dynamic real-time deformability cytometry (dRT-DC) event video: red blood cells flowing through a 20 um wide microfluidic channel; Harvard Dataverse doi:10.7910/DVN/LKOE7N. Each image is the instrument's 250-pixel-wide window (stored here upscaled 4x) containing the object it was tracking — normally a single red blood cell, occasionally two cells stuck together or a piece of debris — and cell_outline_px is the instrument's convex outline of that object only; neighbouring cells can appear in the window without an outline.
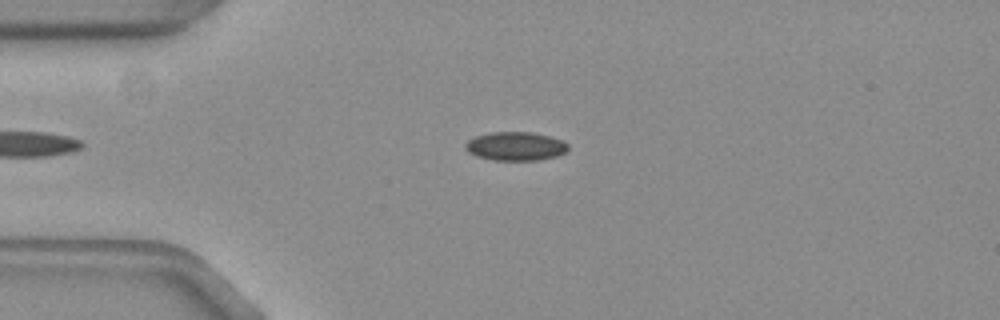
{"species": "common noctule bat (a hibernating species)", "species_latin": "Nyctalus noctula", "temperature_condition": "warm", "stored_images_in_passage": 40, "camera_frame_rate_fps": 3000, "um_per_image_px": 0.085, "animal": {"sex": "female", "body_mass_g": 19.3, "forearm_length_mm": 54.1}, "frame": {"image": 1, "passage_image": 3, "time_ms": 0.667, "image_size_px": [1000, 320], "cell_outline_px": [[568, 148], [564, 152], [556, 156], [536, 160], [492, 160], [476, 156], [468, 152], [468, 140], [476, 136], [492, 132], [528, 132], [548, 136], [560, 140], [568, 144]], "centroid_in_image_um": [43.82, 12.43], "position_along_channel_um": 41.2, "area_um2": 16.76}}
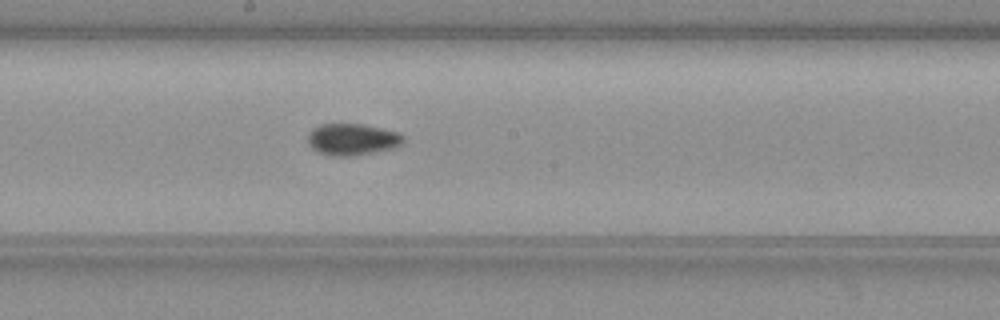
{"frame": {"image": 2, "passage_image": 19, "time_ms": 6.0, "image_size_px": [1000, 320], "cell_outline_px": [[404, 140], [400, 144], [392, 148], [352, 156], [332, 156], [320, 152], [312, 148], [308, 144], [308, 136], [312, 128], [320, 124], [364, 124], [400, 132], [404, 136]], "centroid_in_image_um": [29.94, 11.83], "position_along_channel_um": 218.3, "area_um2": 17.57}}
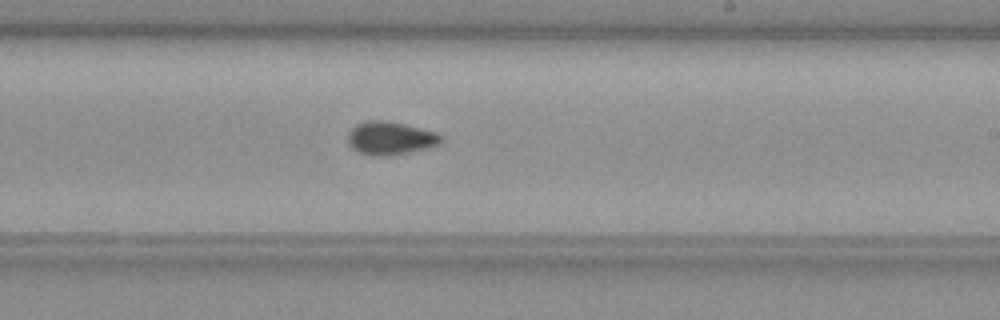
{"frame": {"image": 3, "passage_image": 22, "time_ms": 7.0, "image_size_px": [1000, 320], "cell_outline_px": [[440, 144], [428, 148], [388, 156], [372, 156], [360, 152], [352, 148], [348, 140], [348, 132], [356, 124], [368, 120], [384, 120], [404, 124], [436, 132], [440, 136]], "centroid_in_image_um": [33.15, 11.74], "position_along_channel_um": 255.8, "area_um2": 17.86}, "authors_computed_cell_mechanics": {"area_um2": 16.9065, "velocity_mm_per_s": 3.7745, "shape_relaxation_time_tau1_ms": 3.2417, "shape_relaxation_time_tau2_ms": 3.3729, "deformation_change_tau1": 0.086, "deformation_change_tau2": 0.0537}}